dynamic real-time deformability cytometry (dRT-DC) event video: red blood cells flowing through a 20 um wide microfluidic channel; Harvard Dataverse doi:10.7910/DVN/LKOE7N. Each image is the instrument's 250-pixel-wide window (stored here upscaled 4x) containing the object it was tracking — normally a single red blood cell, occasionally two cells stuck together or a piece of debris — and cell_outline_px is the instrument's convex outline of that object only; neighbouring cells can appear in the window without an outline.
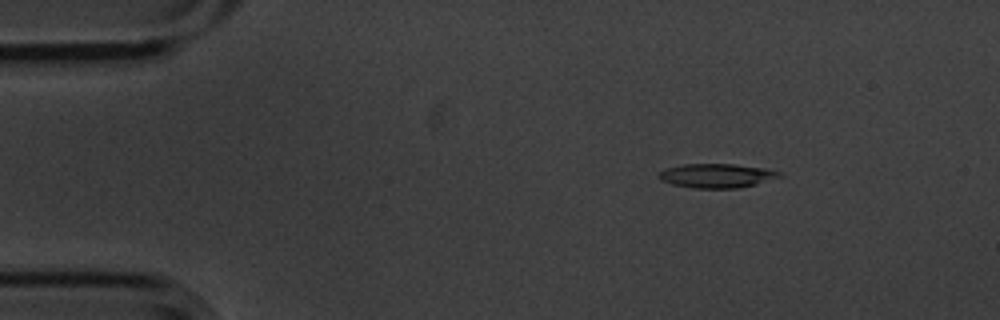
{"species": "common noctule bat (a hibernating species)", "species_latin": "Nyctalus noctula", "temperature_condition": "cold", "stored_images_in_passage": 5, "camera_frame_rate_fps": 3000, "um_per_image_px": 0.085, "animal": {"sex": "male", "body_mass_g": 20.1, "forearm_length_mm": 53.5}, "frame": {"image": 1, "passage_image": 2, "time_ms": 0.333, "image_size_px": [1000, 320], "cell_outline_px": [[784, 176], [756, 184], [736, 188], [696, 188], [672, 184], [660, 180], [656, 176], [656, 172], [664, 168], [684, 164], [736, 164], [768, 168], [784, 172]], "centroid_in_image_um": [60.93, 14.92], "position_along_channel_um": 24.1, "area_um2": 17.34}}
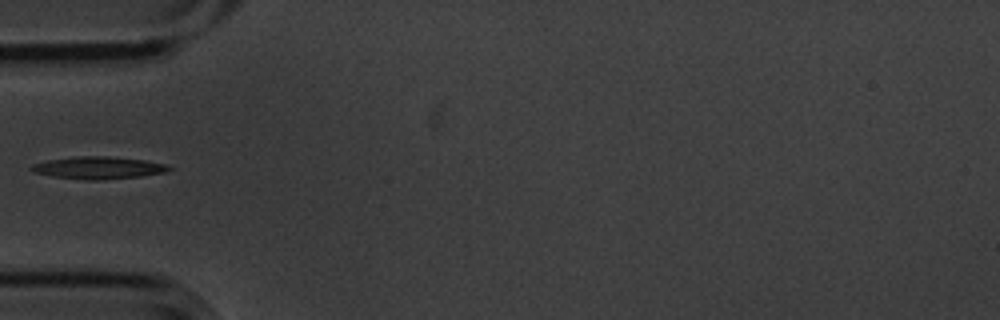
{"frame": {"image": 2, "passage_image": 5, "time_ms": 1.333, "image_size_px": [1000, 320], "cell_outline_px": [[172, 168], [168, 172], [140, 176], [104, 180], [84, 180], [52, 176], [32, 172], [28, 168], [32, 164], [48, 160], [76, 156], [108, 156], [144, 160], [164, 164]], "centroid_in_image_um": [8.32, 14.26], "position_along_channel_um": 76.7, "area_um2": 17.98}}